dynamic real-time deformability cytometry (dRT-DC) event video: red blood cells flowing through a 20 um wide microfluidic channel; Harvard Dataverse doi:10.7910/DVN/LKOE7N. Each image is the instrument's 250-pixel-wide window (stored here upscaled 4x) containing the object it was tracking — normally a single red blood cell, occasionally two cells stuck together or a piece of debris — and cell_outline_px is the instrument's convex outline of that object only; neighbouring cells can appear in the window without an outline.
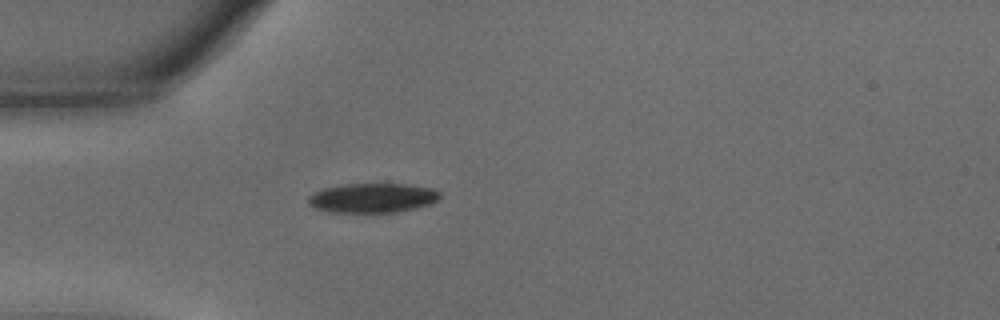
{"species": "common noctule bat (a hibernating species)", "species_latin": "Nyctalus noctula", "temperature_condition": "warm", "stored_images_in_passage": 42, "camera_frame_rate_fps": 3000, "um_per_image_px": 0.085, "animal": {"sex": "male", "body_mass_g": 15.6}, "frame": {"image": 1, "passage_image": 1, "time_ms": 0.0, "image_size_px": [1000, 320], "cell_outline_px": [[440, 200], [428, 204], [396, 212], [328, 212], [316, 208], [308, 204], [308, 196], [324, 188], [344, 184], [408, 184], [436, 188], [440, 192]], "centroid_in_image_um": [31.69, 16.81], "position_along_channel_um": 53.3, "area_um2": 22.6}}
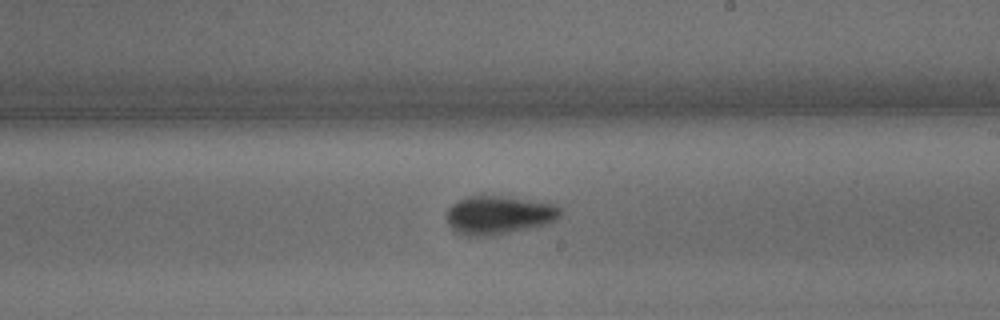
{"frame": {"image": 2, "passage_image": 18, "time_ms": 5.667, "image_size_px": [1000, 320], "cell_outline_px": [[560, 216], [556, 220], [544, 224], [492, 236], [464, 236], [452, 228], [448, 224], [448, 208], [452, 204], [468, 196], [504, 196], [556, 204], [560, 208]], "centroid_in_image_um": [42.39, 18.28], "position_along_channel_um": 246.6, "area_um2": 25.2}}
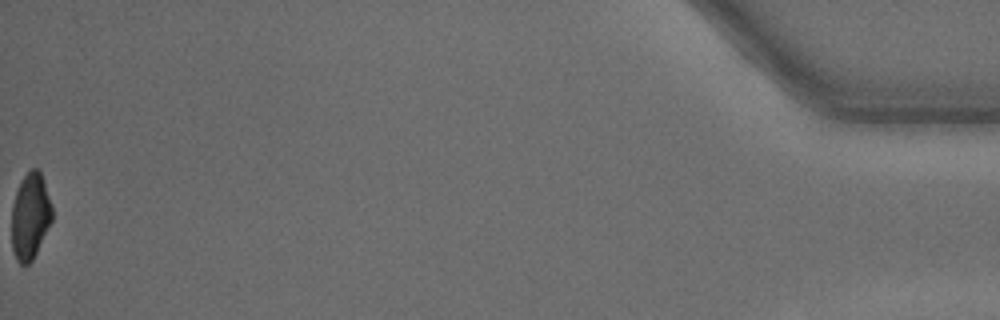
{"frame": {"image": 3, "passage_image": 42, "time_ms": 13.667, "image_size_px": [1000, 320], "cell_outline_px": [[52, 220], [32, 260], [28, 264], [20, 264], [16, 260], [12, 248], [12, 204], [20, 180], [32, 168], [36, 168], [40, 172], [52, 204]], "centroid_in_image_um": [2.56, 18.37], "position_along_channel_um": 432.6, "area_um2": 20.17}, "authors_computed_cell_mechanics": {"area_um2": 23.5824, "velocity_mm_per_s": 3.5581, "shape_relaxation_time_tau1_ms": 2.437, "shape_relaxation_time_tau2_ms": 3.3033, "deformation_change_tau1": 0.1416, "deformation_change_tau2": 0.0861}}